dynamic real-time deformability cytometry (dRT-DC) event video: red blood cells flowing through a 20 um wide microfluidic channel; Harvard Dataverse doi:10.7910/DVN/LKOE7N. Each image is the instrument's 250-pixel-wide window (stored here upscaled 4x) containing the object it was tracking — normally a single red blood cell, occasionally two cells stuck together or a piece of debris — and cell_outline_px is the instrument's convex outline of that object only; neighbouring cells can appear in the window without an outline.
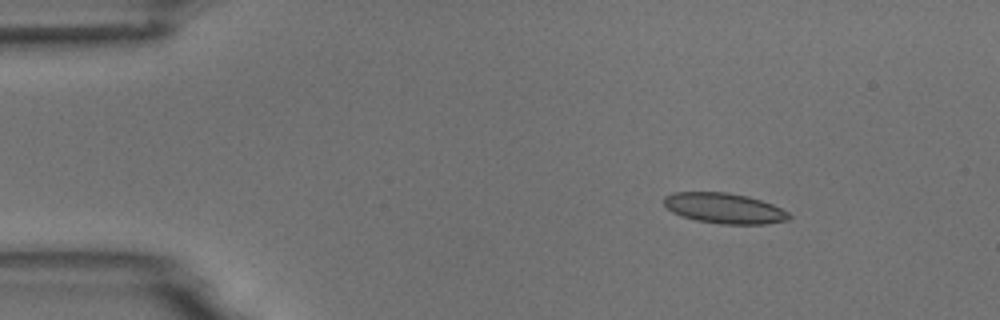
{"species": "common noctule bat (a hibernating species)", "species_latin": "Nyctalus noctula", "temperature_condition": "room temperature", "stored_images_in_passage": 5, "camera_frame_rate_fps": 3000, "um_per_image_px": 0.085, "animal": {"sex": "male", "body_mass_g": 18.8}, "frame": {"image": 1, "passage_image": 1, "time_ms": 0.0, "image_size_px": [1000, 320], "cell_outline_px": [[792, 216], [788, 220], [764, 224], [720, 224], [696, 220], [680, 216], [672, 212], [664, 204], [664, 196], [672, 192], [728, 192], [748, 196], [772, 204], [788, 212]], "centroid_in_image_um": [61.55, 17.7], "position_along_channel_um": 23.5, "area_um2": 22.25}}
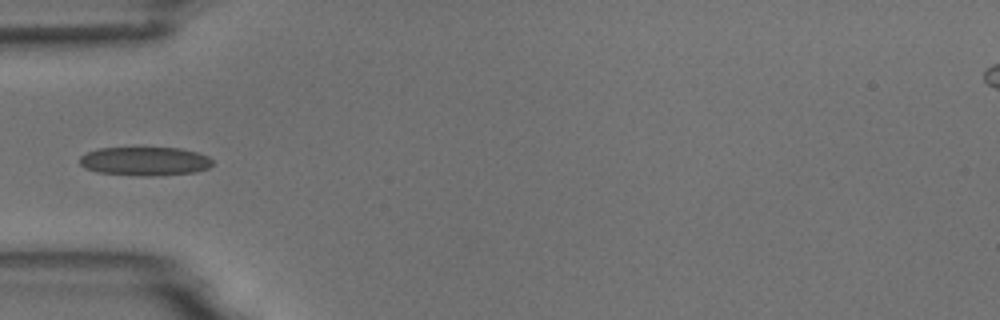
{"frame": {"image": 2, "passage_image": 4, "time_ms": 3.333, "image_size_px": [1000, 320], "cell_outline_px": [[212, 164], [208, 168], [196, 172], [152, 176], [140, 176], [96, 172], [84, 168], [80, 164], [80, 156], [96, 148], [180, 148], [196, 152], [208, 156], [212, 160]], "centroid_in_image_um": [12.29, 13.71], "position_along_channel_um": 72.7, "area_um2": 22.31}}